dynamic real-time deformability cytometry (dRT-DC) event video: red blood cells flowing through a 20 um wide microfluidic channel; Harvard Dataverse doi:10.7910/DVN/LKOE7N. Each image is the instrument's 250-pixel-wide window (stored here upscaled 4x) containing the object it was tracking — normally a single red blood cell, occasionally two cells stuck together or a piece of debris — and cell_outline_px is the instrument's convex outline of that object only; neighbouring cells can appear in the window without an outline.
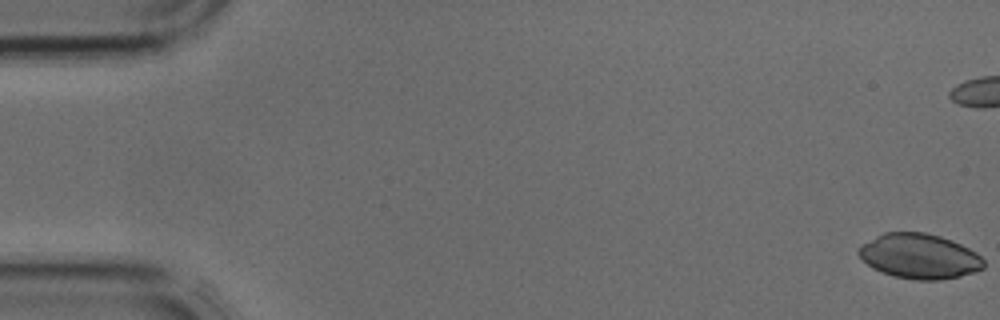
{"species": "common noctule bat (a hibernating species)", "species_latin": "Nyctalus noctula", "temperature_condition": "cold", "stored_images_in_passage": 34, "camera_frame_rate_fps": 3000, "um_per_image_px": 0.085, "animal": {"sex": "male", "body_mass_g": 17.9, "forearm_length_mm": 54.2}, "frame": {"image": 1, "passage_image": 1, "time_ms": 0.0, "image_size_px": [1000, 320], "cell_outline_px": [[984, 268], [960, 276], [940, 280], [916, 280], [896, 276], [880, 272], [872, 268], [856, 252], [864, 244], [876, 236], [884, 232], [924, 232], [940, 236], [952, 240], [976, 252], [984, 260]], "centroid_in_image_um": [78.16, 21.78], "position_along_channel_um": 6.8, "area_um2": 32.54}}